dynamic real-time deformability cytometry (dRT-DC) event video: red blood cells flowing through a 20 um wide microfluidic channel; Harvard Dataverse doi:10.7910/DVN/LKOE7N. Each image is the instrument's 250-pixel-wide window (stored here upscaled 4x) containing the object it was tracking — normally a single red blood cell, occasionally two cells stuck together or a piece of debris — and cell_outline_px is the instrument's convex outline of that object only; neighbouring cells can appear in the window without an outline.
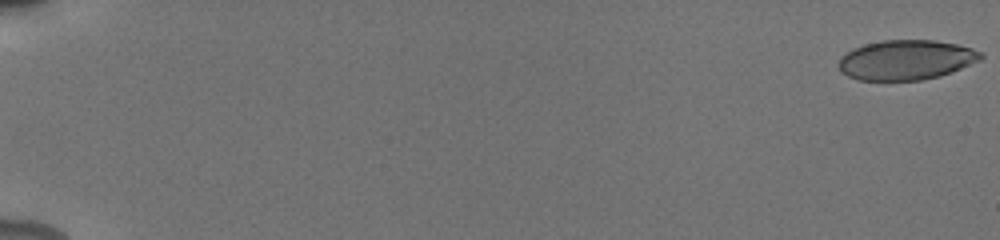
{"species": "human", "species_latin": "Homo sapiens", "temperature_condition": "cold", "stored_images_in_passage": 55, "camera_frame_rate_fps": 3000, "um_per_image_px": 0.085, "donor": {"sex": "male"}, "frame": {"image": 1, "passage_image": 1, "time_ms": 0.0, "image_size_px": [1000, 240], "cell_outline_px": [[984, 56], [980, 60], [952, 72], [940, 76], [920, 80], [860, 80], [848, 76], [840, 72], [840, 56], [852, 48], [864, 44], [884, 40], [936, 40], [956, 44], [972, 48], [980, 52]], "centroid_in_image_um": [77.01, 5.09], "position_along_channel_um": 8.0, "area_um2": 33.0}}
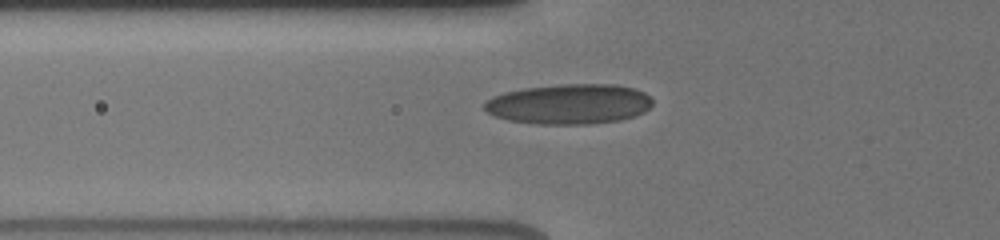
{"frame": {"image": 2, "passage_image": 25, "time_ms": 7.0, "image_size_px": [1000, 240], "cell_outline_px": [[652, 104], [644, 112], [636, 116], [620, 120], [588, 124], [536, 124], [508, 120], [496, 116], [488, 112], [484, 108], [484, 100], [492, 96], [504, 92], [524, 88], [560, 84], [616, 84], [636, 88], [644, 92], [652, 100]], "centroid_in_image_um": [48.38, 8.84], "position_along_channel_um": 77.4, "area_um2": 39.59}}
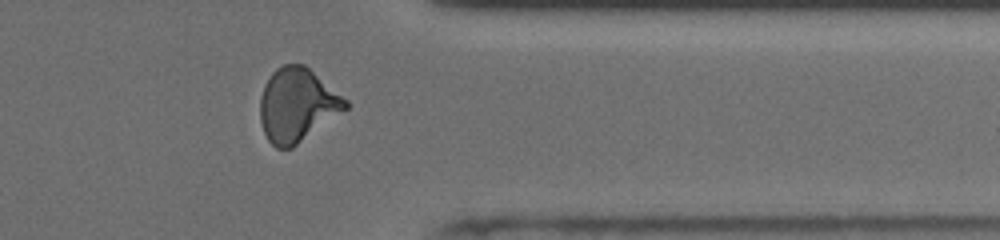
{"frame": {"image": 3, "passage_image": 50, "time_ms": 15.0, "image_size_px": [1000, 240], "cell_outline_px": [[348, 108], [292, 148], [276, 148], [268, 140], [264, 132], [260, 120], [260, 96], [264, 84], [272, 72], [276, 68], [284, 64], [304, 64], [348, 100]], "centroid_in_image_um": [25.25, 8.92], "position_along_channel_um": 386.2, "area_um2": 36.53}, "authors_computed_cell_mechanics": {"area_um2": 35.4892, "velocity_mm_per_s": 3.9205, "shape_relaxation_time_tau1_ms": 5.0307, "shape_relaxation_time_tau2_ms": 1.2813, "deformation_change_tau1": 0.1558, "deformation_change_tau2": 0.0749}}